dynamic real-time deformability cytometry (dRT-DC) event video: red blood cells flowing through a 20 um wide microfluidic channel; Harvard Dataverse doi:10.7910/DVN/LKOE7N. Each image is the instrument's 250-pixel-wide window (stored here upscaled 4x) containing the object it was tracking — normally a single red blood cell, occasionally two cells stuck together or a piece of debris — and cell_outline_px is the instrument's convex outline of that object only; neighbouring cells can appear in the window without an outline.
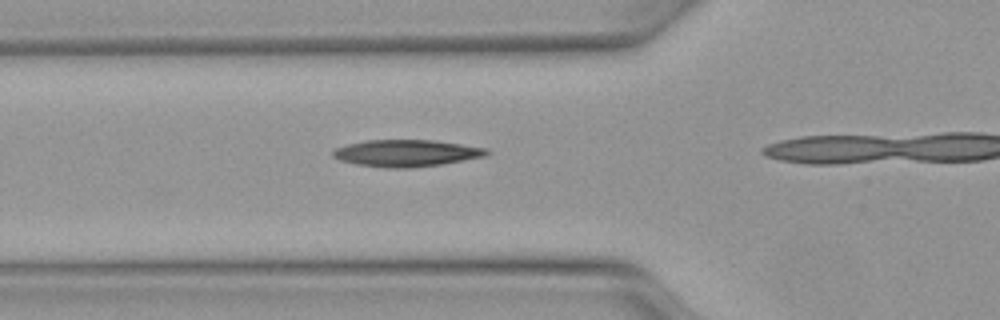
{"species": "Egyptian fruit bat (a non-hibernating species)", "species_latin": "Rousettus aegyptiacus", "temperature_condition": "warm", "stored_images_in_passage": 14, "camera_frame_rate_fps": 3000, "um_per_image_px": 0.085, "animal": {"sex": "female"}, "frame": {"image": 1, "passage_image": 5, "time_ms": 1.333, "image_size_px": [1000, 320], "cell_outline_px": [[492, 152], [484, 156], [464, 160], [440, 164], [412, 168], [388, 168], [356, 164], [340, 160], [332, 156], [332, 152], [336, 148], [348, 144], [368, 140], [432, 140], [488, 148]], "centroid_in_image_um": [34.55, 13.02], "position_along_channel_um": 91.2, "area_um2": 23.93}}